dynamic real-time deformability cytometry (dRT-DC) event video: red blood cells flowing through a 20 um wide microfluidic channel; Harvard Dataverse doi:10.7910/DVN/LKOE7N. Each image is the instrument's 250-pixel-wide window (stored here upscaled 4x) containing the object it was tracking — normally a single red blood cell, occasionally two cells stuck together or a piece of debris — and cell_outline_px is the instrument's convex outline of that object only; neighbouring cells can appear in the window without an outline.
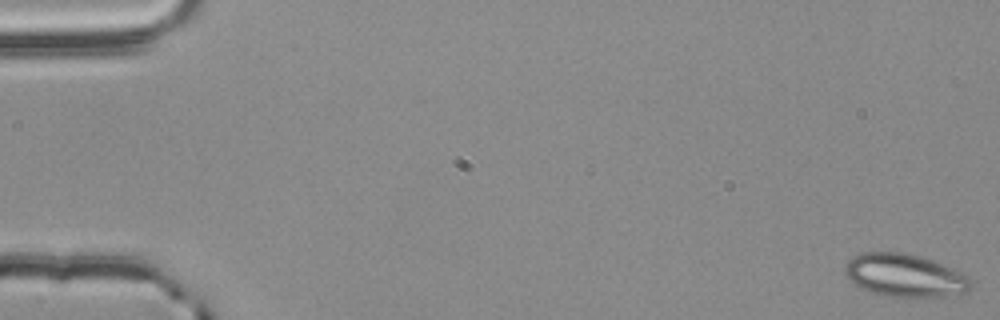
{"species": "common noctule bat (a hibernating species)", "species_latin": "Nyctalus noctula", "temperature_condition": "room temperature", "stored_images_in_passage": 56, "camera_frame_rate_fps": 3000, "um_per_image_px": 0.085, "animal": {"sex": "male", "body_mass_g": 20.4}, "frame": {"image": 1, "passage_image": 1, "time_ms": 0.0, "image_size_px": [1000, 320], "cell_outline_px": [[972, 284], [964, 292], [944, 296], [884, 296], [868, 292], [860, 288], [848, 280], [844, 272], [844, 268], [848, 260], [852, 256], [860, 252], [900, 252], [920, 256], [932, 260], [952, 268], [972, 280]], "centroid_in_image_um": [76.81, 23.4], "position_along_channel_um": 8.2, "area_um2": 31.39}}
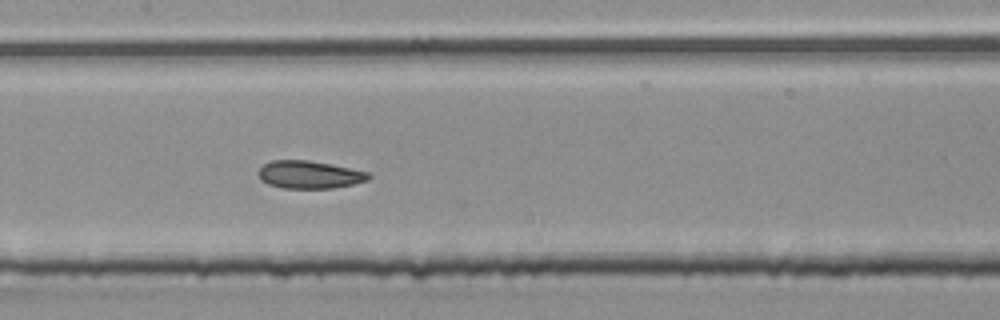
{"frame": {"image": 2, "passage_image": 28, "time_ms": 9.0, "image_size_px": [1000, 320], "cell_outline_px": [[372, 176], [368, 180], [352, 184], [332, 188], [284, 188], [268, 184], [260, 180], [256, 172], [264, 164], [272, 160], [308, 160], [332, 164], [368, 172]], "centroid_in_image_um": [26.27, 14.84], "position_along_channel_um": 181.1, "area_um2": 17.86}}
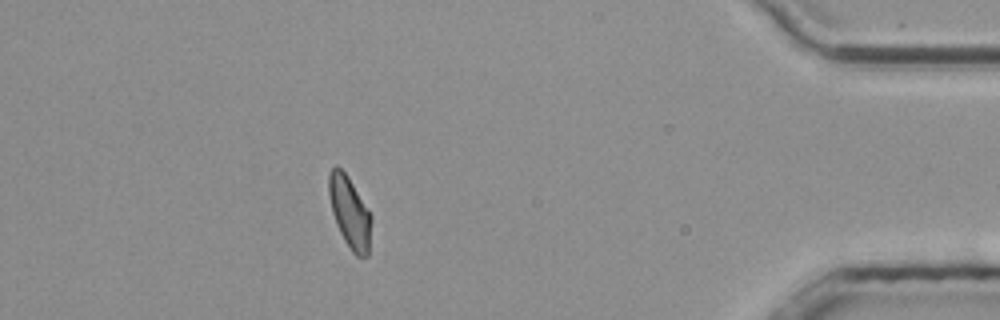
{"frame": {"image": 3, "passage_image": 50, "time_ms": 16.333, "image_size_px": [1000, 320], "cell_outline_px": [[372, 220], [368, 256], [356, 256], [352, 252], [344, 240], [336, 224], [332, 212], [328, 196], [328, 172], [336, 164], [348, 176], [372, 216]], "centroid_in_image_um": [29.71, 18.03], "position_along_channel_um": 405.5, "area_um2": 17.8}, "authors_computed_cell_mechanics": {"area_um2": 18.2359, "velocity_mm_per_s": 3.7612, "shape_relaxation_time_tau1_ms": 8.5322, "shape_relaxation_time_tau2_ms": 1.9283, "deformation_change_tau1": 0.1351, "deformation_change_tau2": 0.055}}